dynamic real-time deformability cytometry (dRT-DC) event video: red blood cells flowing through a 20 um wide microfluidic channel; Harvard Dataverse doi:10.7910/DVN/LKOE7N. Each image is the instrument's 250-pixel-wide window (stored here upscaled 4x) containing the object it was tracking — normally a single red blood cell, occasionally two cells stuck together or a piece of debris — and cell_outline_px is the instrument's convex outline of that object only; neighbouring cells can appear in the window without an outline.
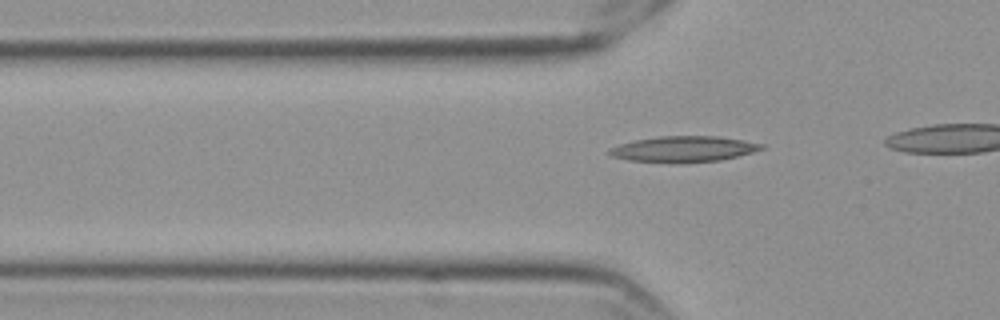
{"species": "Egyptian fruit bat (a non-hibernating species)", "species_latin": "Rousettus aegyptiacus", "temperature_condition": "cold", "stored_images_in_passage": 21, "camera_frame_rate_fps": 3000, "um_per_image_px": 0.085, "frame": {"image": 1, "passage_image": 15, "time_ms": 4.667, "image_size_px": [1000, 320], "cell_outline_px": [[764, 148], [752, 152], [720, 160], [676, 164], [628, 160], [612, 156], [608, 152], [608, 148], [620, 144], [636, 140], [660, 136], [720, 136], [744, 140], [764, 144]], "centroid_in_image_um": [58.09, 12.68], "position_along_channel_um": 67.7, "area_um2": 23.06}}